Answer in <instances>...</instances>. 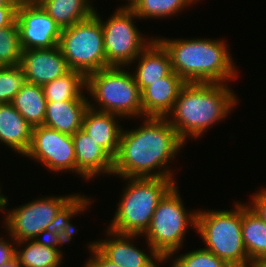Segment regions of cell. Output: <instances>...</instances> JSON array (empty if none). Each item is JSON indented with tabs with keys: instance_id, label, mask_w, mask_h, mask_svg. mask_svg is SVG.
Segmentation results:
<instances>
[{
	"instance_id": "obj_1",
	"label": "cell",
	"mask_w": 266,
	"mask_h": 267,
	"mask_svg": "<svg viewBox=\"0 0 266 267\" xmlns=\"http://www.w3.org/2000/svg\"><path fill=\"white\" fill-rule=\"evenodd\" d=\"M137 129L123 130L114 158L112 175L127 177L170 178L174 161L185 142L166 117H144ZM163 167V169H162ZM161 168V169H160ZM158 170V171H157Z\"/></svg>"
},
{
	"instance_id": "obj_2",
	"label": "cell",
	"mask_w": 266,
	"mask_h": 267,
	"mask_svg": "<svg viewBox=\"0 0 266 267\" xmlns=\"http://www.w3.org/2000/svg\"><path fill=\"white\" fill-rule=\"evenodd\" d=\"M226 83H186L167 120L186 143L200 138L208 128L222 121L239 101ZM170 116V117H169Z\"/></svg>"
},
{
	"instance_id": "obj_3",
	"label": "cell",
	"mask_w": 266,
	"mask_h": 267,
	"mask_svg": "<svg viewBox=\"0 0 266 267\" xmlns=\"http://www.w3.org/2000/svg\"><path fill=\"white\" fill-rule=\"evenodd\" d=\"M155 38L169 53L172 70L186 83H227L238 77L225 40Z\"/></svg>"
},
{
	"instance_id": "obj_4",
	"label": "cell",
	"mask_w": 266,
	"mask_h": 267,
	"mask_svg": "<svg viewBox=\"0 0 266 267\" xmlns=\"http://www.w3.org/2000/svg\"><path fill=\"white\" fill-rule=\"evenodd\" d=\"M129 180L109 226L120 234L143 235L149 228L156 207L176 183L170 178L125 177Z\"/></svg>"
},
{
	"instance_id": "obj_5",
	"label": "cell",
	"mask_w": 266,
	"mask_h": 267,
	"mask_svg": "<svg viewBox=\"0 0 266 267\" xmlns=\"http://www.w3.org/2000/svg\"><path fill=\"white\" fill-rule=\"evenodd\" d=\"M196 231L205 242V249L214 253L231 267H249L242 239V203L233 210H199Z\"/></svg>"
},
{
	"instance_id": "obj_6",
	"label": "cell",
	"mask_w": 266,
	"mask_h": 267,
	"mask_svg": "<svg viewBox=\"0 0 266 267\" xmlns=\"http://www.w3.org/2000/svg\"><path fill=\"white\" fill-rule=\"evenodd\" d=\"M86 91L95 100L94 104L89 101V107L95 110L121 117L143 118L141 91L133 74L125 67L110 66L88 74Z\"/></svg>"
},
{
	"instance_id": "obj_7",
	"label": "cell",
	"mask_w": 266,
	"mask_h": 267,
	"mask_svg": "<svg viewBox=\"0 0 266 267\" xmlns=\"http://www.w3.org/2000/svg\"><path fill=\"white\" fill-rule=\"evenodd\" d=\"M176 185L178 183H175L161 198L150 226L142 236H146V243H149L165 262L172 256L174 258V254L183 247L188 227L196 228L197 210L188 214Z\"/></svg>"
},
{
	"instance_id": "obj_8",
	"label": "cell",
	"mask_w": 266,
	"mask_h": 267,
	"mask_svg": "<svg viewBox=\"0 0 266 267\" xmlns=\"http://www.w3.org/2000/svg\"><path fill=\"white\" fill-rule=\"evenodd\" d=\"M100 16L95 9L91 17L61 30L59 48L69 69L85 76L106 68Z\"/></svg>"
},
{
	"instance_id": "obj_9",
	"label": "cell",
	"mask_w": 266,
	"mask_h": 267,
	"mask_svg": "<svg viewBox=\"0 0 266 267\" xmlns=\"http://www.w3.org/2000/svg\"><path fill=\"white\" fill-rule=\"evenodd\" d=\"M137 18L132 9H116L104 21L100 18L103 30L106 68L127 67L135 62L139 54L152 42L154 37L145 40L133 19ZM149 40V41H148Z\"/></svg>"
},
{
	"instance_id": "obj_10",
	"label": "cell",
	"mask_w": 266,
	"mask_h": 267,
	"mask_svg": "<svg viewBox=\"0 0 266 267\" xmlns=\"http://www.w3.org/2000/svg\"><path fill=\"white\" fill-rule=\"evenodd\" d=\"M74 195H65L55 197L37 198L34 201L25 203L18 207L8 210L4 217V225L7 228L8 235L16 242L33 240L40 232L46 230V227L53 222L59 210Z\"/></svg>"
},
{
	"instance_id": "obj_11",
	"label": "cell",
	"mask_w": 266,
	"mask_h": 267,
	"mask_svg": "<svg viewBox=\"0 0 266 267\" xmlns=\"http://www.w3.org/2000/svg\"><path fill=\"white\" fill-rule=\"evenodd\" d=\"M25 157L42 163L47 169L56 173L73 171L77 174L72 135L44 125L33 127L32 142Z\"/></svg>"
},
{
	"instance_id": "obj_12",
	"label": "cell",
	"mask_w": 266,
	"mask_h": 267,
	"mask_svg": "<svg viewBox=\"0 0 266 267\" xmlns=\"http://www.w3.org/2000/svg\"><path fill=\"white\" fill-rule=\"evenodd\" d=\"M16 23L22 51L59 46L61 29L40 5L18 6Z\"/></svg>"
},
{
	"instance_id": "obj_13",
	"label": "cell",
	"mask_w": 266,
	"mask_h": 267,
	"mask_svg": "<svg viewBox=\"0 0 266 267\" xmlns=\"http://www.w3.org/2000/svg\"><path fill=\"white\" fill-rule=\"evenodd\" d=\"M106 233L113 239L105 238V240L91 243L116 265L120 267H160L161 262L165 263V260L154 251L149 243L147 245L150 249L149 255L134 245L133 240L142 235L120 234L109 228H107Z\"/></svg>"
},
{
	"instance_id": "obj_14",
	"label": "cell",
	"mask_w": 266,
	"mask_h": 267,
	"mask_svg": "<svg viewBox=\"0 0 266 267\" xmlns=\"http://www.w3.org/2000/svg\"><path fill=\"white\" fill-rule=\"evenodd\" d=\"M19 66L26 82L40 86L70 70L59 46L50 49L23 50Z\"/></svg>"
},
{
	"instance_id": "obj_15",
	"label": "cell",
	"mask_w": 266,
	"mask_h": 267,
	"mask_svg": "<svg viewBox=\"0 0 266 267\" xmlns=\"http://www.w3.org/2000/svg\"><path fill=\"white\" fill-rule=\"evenodd\" d=\"M77 174L81 178L90 180L99 174L112 175L114 158L84 130H78L72 135Z\"/></svg>"
},
{
	"instance_id": "obj_16",
	"label": "cell",
	"mask_w": 266,
	"mask_h": 267,
	"mask_svg": "<svg viewBox=\"0 0 266 267\" xmlns=\"http://www.w3.org/2000/svg\"><path fill=\"white\" fill-rule=\"evenodd\" d=\"M186 82L172 71L141 92L144 117H167Z\"/></svg>"
},
{
	"instance_id": "obj_17",
	"label": "cell",
	"mask_w": 266,
	"mask_h": 267,
	"mask_svg": "<svg viewBox=\"0 0 266 267\" xmlns=\"http://www.w3.org/2000/svg\"><path fill=\"white\" fill-rule=\"evenodd\" d=\"M121 116L88 107L84 113L82 130L103 147L113 158L116 157L123 128L118 125ZM117 118V119H116Z\"/></svg>"
},
{
	"instance_id": "obj_18",
	"label": "cell",
	"mask_w": 266,
	"mask_h": 267,
	"mask_svg": "<svg viewBox=\"0 0 266 267\" xmlns=\"http://www.w3.org/2000/svg\"><path fill=\"white\" fill-rule=\"evenodd\" d=\"M135 60L138 65L132 74L141 92L173 71L169 53L156 38Z\"/></svg>"
},
{
	"instance_id": "obj_19",
	"label": "cell",
	"mask_w": 266,
	"mask_h": 267,
	"mask_svg": "<svg viewBox=\"0 0 266 267\" xmlns=\"http://www.w3.org/2000/svg\"><path fill=\"white\" fill-rule=\"evenodd\" d=\"M32 129L12 103H0L1 143L24 156L32 142Z\"/></svg>"
},
{
	"instance_id": "obj_20",
	"label": "cell",
	"mask_w": 266,
	"mask_h": 267,
	"mask_svg": "<svg viewBox=\"0 0 266 267\" xmlns=\"http://www.w3.org/2000/svg\"><path fill=\"white\" fill-rule=\"evenodd\" d=\"M89 100L47 102L44 126L74 135L82 129L83 116Z\"/></svg>"
},
{
	"instance_id": "obj_21",
	"label": "cell",
	"mask_w": 266,
	"mask_h": 267,
	"mask_svg": "<svg viewBox=\"0 0 266 267\" xmlns=\"http://www.w3.org/2000/svg\"><path fill=\"white\" fill-rule=\"evenodd\" d=\"M242 239L251 263L266 259V223L247 203L242 204Z\"/></svg>"
},
{
	"instance_id": "obj_22",
	"label": "cell",
	"mask_w": 266,
	"mask_h": 267,
	"mask_svg": "<svg viewBox=\"0 0 266 267\" xmlns=\"http://www.w3.org/2000/svg\"><path fill=\"white\" fill-rule=\"evenodd\" d=\"M91 4L90 0H42L39 5L62 30L91 17L95 12Z\"/></svg>"
},
{
	"instance_id": "obj_23",
	"label": "cell",
	"mask_w": 266,
	"mask_h": 267,
	"mask_svg": "<svg viewBox=\"0 0 266 267\" xmlns=\"http://www.w3.org/2000/svg\"><path fill=\"white\" fill-rule=\"evenodd\" d=\"M12 104L32 127L44 124L47 100L42 86L25 82Z\"/></svg>"
},
{
	"instance_id": "obj_24",
	"label": "cell",
	"mask_w": 266,
	"mask_h": 267,
	"mask_svg": "<svg viewBox=\"0 0 266 267\" xmlns=\"http://www.w3.org/2000/svg\"><path fill=\"white\" fill-rule=\"evenodd\" d=\"M86 90V76L76 70H69L66 74L42 86L47 102L88 100L84 93Z\"/></svg>"
},
{
	"instance_id": "obj_25",
	"label": "cell",
	"mask_w": 266,
	"mask_h": 267,
	"mask_svg": "<svg viewBox=\"0 0 266 267\" xmlns=\"http://www.w3.org/2000/svg\"><path fill=\"white\" fill-rule=\"evenodd\" d=\"M26 243V244H24ZM16 257L21 267H60L63 253L60 249L48 248L34 240L16 242Z\"/></svg>"
},
{
	"instance_id": "obj_26",
	"label": "cell",
	"mask_w": 266,
	"mask_h": 267,
	"mask_svg": "<svg viewBox=\"0 0 266 267\" xmlns=\"http://www.w3.org/2000/svg\"><path fill=\"white\" fill-rule=\"evenodd\" d=\"M92 199L84 195L74 194V196L59 210L55 219L47 227V231H52L61 237L66 243H70L73 234L77 232L75 226L70 222L73 216L81 214L92 203Z\"/></svg>"
},
{
	"instance_id": "obj_27",
	"label": "cell",
	"mask_w": 266,
	"mask_h": 267,
	"mask_svg": "<svg viewBox=\"0 0 266 267\" xmlns=\"http://www.w3.org/2000/svg\"><path fill=\"white\" fill-rule=\"evenodd\" d=\"M197 3L196 0H140L132 9L137 19L165 18L179 14L188 5ZM177 13V14H176Z\"/></svg>"
},
{
	"instance_id": "obj_28",
	"label": "cell",
	"mask_w": 266,
	"mask_h": 267,
	"mask_svg": "<svg viewBox=\"0 0 266 267\" xmlns=\"http://www.w3.org/2000/svg\"><path fill=\"white\" fill-rule=\"evenodd\" d=\"M22 49L16 21L0 30V66L20 65Z\"/></svg>"
},
{
	"instance_id": "obj_29",
	"label": "cell",
	"mask_w": 266,
	"mask_h": 267,
	"mask_svg": "<svg viewBox=\"0 0 266 267\" xmlns=\"http://www.w3.org/2000/svg\"><path fill=\"white\" fill-rule=\"evenodd\" d=\"M25 82L19 65L0 66V103H12Z\"/></svg>"
},
{
	"instance_id": "obj_30",
	"label": "cell",
	"mask_w": 266,
	"mask_h": 267,
	"mask_svg": "<svg viewBox=\"0 0 266 267\" xmlns=\"http://www.w3.org/2000/svg\"><path fill=\"white\" fill-rule=\"evenodd\" d=\"M171 267H231L221 258L205 248L188 251L173 259Z\"/></svg>"
},
{
	"instance_id": "obj_31",
	"label": "cell",
	"mask_w": 266,
	"mask_h": 267,
	"mask_svg": "<svg viewBox=\"0 0 266 267\" xmlns=\"http://www.w3.org/2000/svg\"><path fill=\"white\" fill-rule=\"evenodd\" d=\"M87 246L92 258L90 257L83 267H120L107 259L91 242Z\"/></svg>"
},
{
	"instance_id": "obj_32",
	"label": "cell",
	"mask_w": 266,
	"mask_h": 267,
	"mask_svg": "<svg viewBox=\"0 0 266 267\" xmlns=\"http://www.w3.org/2000/svg\"><path fill=\"white\" fill-rule=\"evenodd\" d=\"M249 206L266 223V187L251 196Z\"/></svg>"
},
{
	"instance_id": "obj_33",
	"label": "cell",
	"mask_w": 266,
	"mask_h": 267,
	"mask_svg": "<svg viewBox=\"0 0 266 267\" xmlns=\"http://www.w3.org/2000/svg\"><path fill=\"white\" fill-rule=\"evenodd\" d=\"M33 240L48 248L54 249H59V245L63 246V244H66V242L61 237L56 235L54 232L47 230H43L42 232H40Z\"/></svg>"
},
{
	"instance_id": "obj_34",
	"label": "cell",
	"mask_w": 266,
	"mask_h": 267,
	"mask_svg": "<svg viewBox=\"0 0 266 267\" xmlns=\"http://www.w3.org/2000/svg\"><path fill=\"white\" fill-rule=\"evenodd\" d=\"M0 237V265L8 263L16 257V241L14 239L12 243L9 240Z\"/></svg>"
},
{
	"instance_id": "obj_35",
	"label": "cell",
	"mask_w": 266,
	"mask_h": 267,
	"mask_svg": "<svg viewBox=\"0 0 266 267\" xmlns=\"http://www.w3.org/2000/svg\"><path fill=\"white\" fill-rule=\"evenodd\" d=\"M16 10L17 7H0V30L16 21Z\"/></svg>"
},
{
	"instance_id": "obj_36",
	"label": "cell",
	"mask_w": 266,
	"mask_h": 267,
	"mask_svg": "<svg viewBox=\"0 0 266 267\" xmlns=\"http://www.w3.org/2000/svg\"><path fill=\"white\" fill-rule=\"evenodd\" d=\"M17 7L21 5H39L42 0H11Z\"/></svg>"
},
{
	"instance_id": "obj_37",
	"label": "cell",
	"mask_w": 266,
	"mask_h": 267,
	"mask_svg": "<svg viewBox=\"0 0 266 267\" xmlns=\"http://www.w3.org/2000/svg\"><path fill=\"white\" fill-rule=\"evenodd\" d=\"M8 197L1 194V188H0V211L6 213L7 212V206L9 204ZM6 207V209H5Z\"/></svg>"
},
{
	"instance_id": "obj_38",
	"label": "cell",
	"mask_w": 266,
	"mask_h": 267,
	"mask_svg": "<svg viewBox=\"0 0 266 267\" xmlns=\"http://www.w3.org/2000/svg\"><path fill=\"white\" fill-rule=\"evenodd\" d=\"M0 267H21L17 257L9 261L8 263L0 265Z\"/></svg>"
},
{
	"instance_id": "obj_39",
	"label": "cell",
	"mask_w": 266,
	"mask_h": 267,
	"mask_svg": "<svg viewBox=\"0 0 266 267\" xmlns=\"http://www.w3.org/2000/svg\"><path fill=\"white\" fill-rule=\"evenodd\" d=\"M128 3L125 6L119 7V9H133L140 0H127Z\"/></svg>"
},
{
	"instance_id": "obj_40",
	"label": "cell",
	"mask_w": 266,
	"mask_h": 267,
	"mask_svg": "<svg viewBox=\"0 0 266 267\" xmlns=\"http://www.w3.org/2000/svg\"><path fill=\"white\" fill-rule=\"evenodd\" d=\"M249 267H266V259L256 260L250 263Z\"/></svg>"
},
{
	"instance_id": "obj_41",
	"label": "cell",
	"mask_w": 266,
	"mask_h": 267,
	"mask_svg": "<svg viewBox=\"0 0 266 267\" xmlns=\"http://www.w3.org/2000/svg\"><path fill=\"white\" fill-rule=\"evenodd\" d=\"M0 7H17L11 0H0Z\"/></svg>"
}]
</instances>
